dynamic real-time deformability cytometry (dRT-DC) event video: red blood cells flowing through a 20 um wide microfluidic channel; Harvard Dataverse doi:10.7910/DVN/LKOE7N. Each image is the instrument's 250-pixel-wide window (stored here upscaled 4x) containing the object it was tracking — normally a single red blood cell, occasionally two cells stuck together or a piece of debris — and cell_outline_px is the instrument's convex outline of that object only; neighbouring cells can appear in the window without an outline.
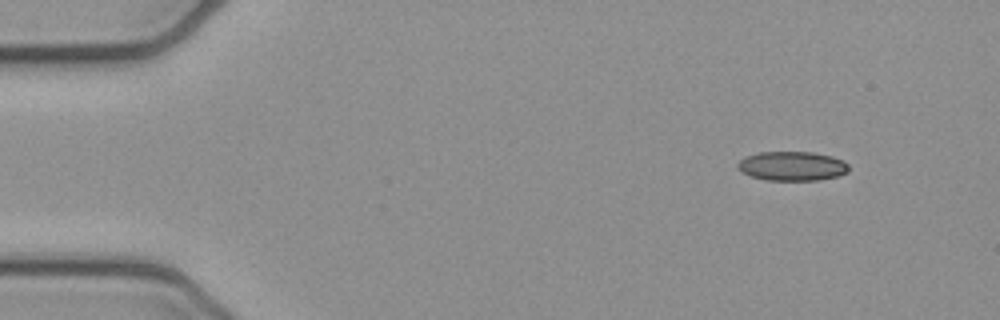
{"species": "common noctule bat (a hibernating species)", "species_latin": "Nyctalus noctula", "temperature_condition": "cold", "stored_images_in_passage": 47, "camera_frame_rate_fps": 3000, "um_per_image_px": 0.085, "animal": {"sex": "female", "body_mass_g": 21.9}, "frame": {"image": 1, "passage_image": 1, "time_ms": 0.0, "image_size_px": [1000, 320], "cell_outline_px": [[848, 172], [840, 176], [820, 180], [768, 180], [752, 176], [736, 168], [736, 164], [744, 156], [760, 152], [812, 152], [832, 156], [844, 160], [848, 164]], "centroid_in_image_um": [67.36, 14.11], "position_along_channel_um": 17.6, "area_um2": 19.07}}
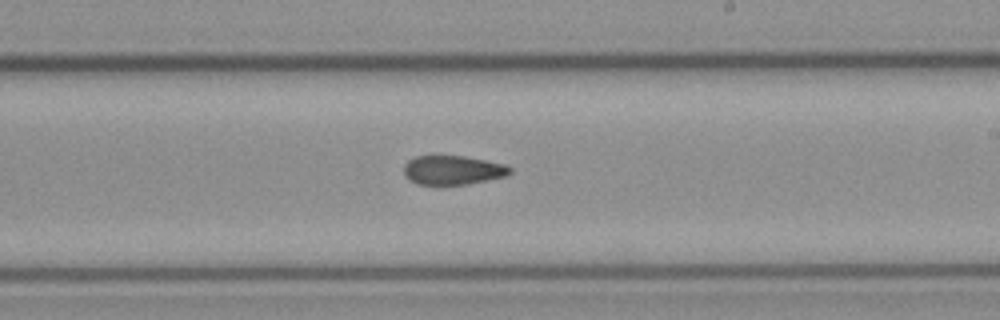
{"frame": {"image": 2, "passage_image": 26, "time_ms": 8.333, "image_size_px": [1000, 320], "cell_outline_px": [[512, 172], [504, 176], [468, 184], [416, 184], [408, 180], [404, 176], [404, 164], [408, 160], [416, 156], [464, 156], [508, 164], [512, 168]], "centroid_in_image_um": [38.48, 14.45], "position_along_channel_um": 250.5, "area_um2": 18.09}}
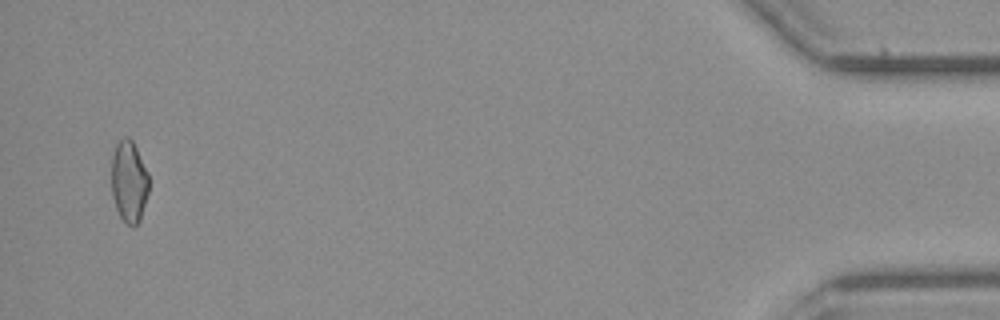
{"frame": {"image": 3, "passage_image": 46, "time_ms": 15.0, "image_size_px": [1000, 320], "cell_outline_px": [[148, 192], [140, 220], [132, 228], [120, 216], [116, 208], [112, 196], [112, 156], [116, 144], [124, 136], [128, 136], [132, 140], [148, 172]], "centroid_in_image_um": [10.96, 15.42], "position_along_channel_um": 424.2, "area_um2": 17.69}, "authors_computed_cell_mechanics": {"area_um2": 18.9006, "velocity_mm_per_s": 3.9489, "shape_relaxation_time_tau1_ms": null, "shape_relaxation_time_tau2_ms": 3.9239, "deformation_change_tau1": null, "deformation_change_tau2": 0.1081}}